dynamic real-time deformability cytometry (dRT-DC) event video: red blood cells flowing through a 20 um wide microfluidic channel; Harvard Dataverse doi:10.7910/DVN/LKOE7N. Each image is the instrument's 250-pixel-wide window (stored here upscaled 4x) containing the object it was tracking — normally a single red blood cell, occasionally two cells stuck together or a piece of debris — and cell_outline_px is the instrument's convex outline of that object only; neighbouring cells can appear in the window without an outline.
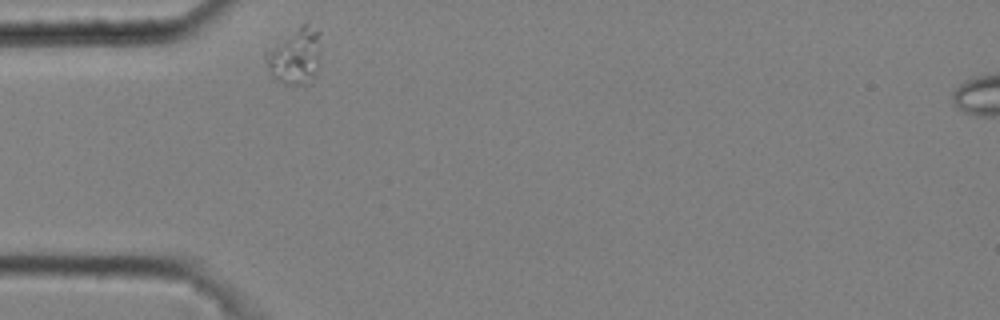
{"species": "common noctule bat (a hibernating species)", "species_latin": "Nyctalus noctula", "temperature_condition": "cold", "stored_images_in_passage": 2, "camera_frame_rate_fps": 3000, "um_per_image_px": 0.085, "animal": {"sex": "male", "body_mass_g": 20.4}, "frame": {"image": 1, "passage_image": 1, "time_ms": 0.0, "image_size_px": [1000, 320], "cell_outline_px": [[320, 60], [316, 72], [304, 84], [284, 84], [268, 68], [264, 60], [264, 52], [304, 24], [308, 24], [320, 32]], "centroid_in_image_um": [25.11, 4.76], "position_along_channel_um": 59.9, "area_um2": 17.34}}